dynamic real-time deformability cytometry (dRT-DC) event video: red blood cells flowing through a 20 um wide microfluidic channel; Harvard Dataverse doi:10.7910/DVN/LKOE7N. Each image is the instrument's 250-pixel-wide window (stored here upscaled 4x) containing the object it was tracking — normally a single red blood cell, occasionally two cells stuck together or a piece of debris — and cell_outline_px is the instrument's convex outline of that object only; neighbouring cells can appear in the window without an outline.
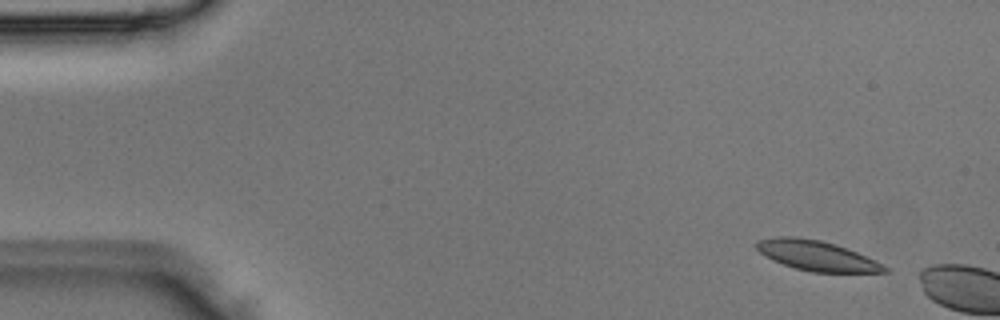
{"species": "Egyptian fruit bat (a non-hibernating species)", "species_latin": "Rousettus aegyptiacus", "temperature_condition": "room temperature", "stored_images_in_passage": 3, "camera_frame_rate_fps": 3000, "um_per_image_px": 0.085, "animal": {"sex": "male"}, "frame": {"image": 1, "passage_image": 1, "time_ms": 0.0, "image_size_px": [1000, 320], "cell_outline_px": [[888, 272], [812, 272], [796, 268], [772, 260], [764, 256], [752, 244], [756, 240], [772, 236], [796, 236], [820, 240], [836, 244], [856, 252], [888, 268]], "centroid_in_image_um": [69.3, 21.7], "position_along_channel_um": 15.7, "area_um2": 22.31}}